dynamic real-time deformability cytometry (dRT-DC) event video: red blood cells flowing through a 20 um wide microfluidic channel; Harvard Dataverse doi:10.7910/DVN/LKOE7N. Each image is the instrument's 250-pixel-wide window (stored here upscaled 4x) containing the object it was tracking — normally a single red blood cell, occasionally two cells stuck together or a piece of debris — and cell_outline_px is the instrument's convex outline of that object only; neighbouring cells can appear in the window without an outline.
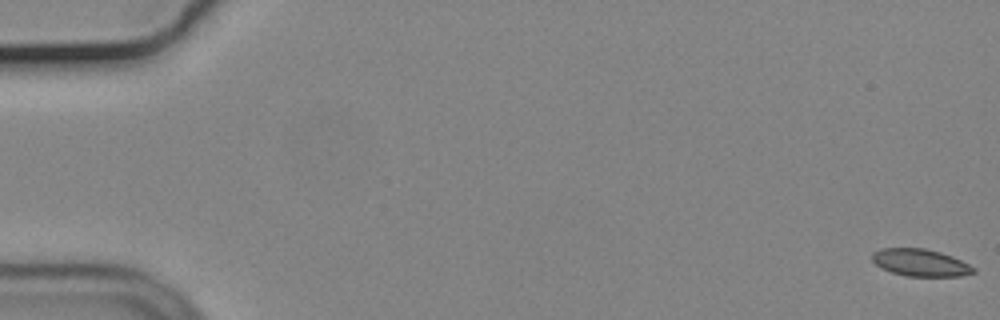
{"species": "common noctule bat (a hibernating species)", "species_latin": "Nyctalus noctula", "temperature_condition": "cold", "stored_images_in_passage": 57, "camera_frame_rate_fps": 3000, "um_per_image_px": 0.085, "animal": {"sex": "male", "body_mass_g": 19.2, "forearm_length_mm": 51.8}, "frame": {"image": 1, "passage_image": 1, "time_ms": 0.0, "image_size_px": [1000, 320], "cell_outline_px": [[976, 272], [960, 276], [908, 276], [892, 272], [880, 268], [872, 260], [872, 252], [880, 248], [924, 248], [940, 252], [952, 256], [976, 268]], "centroid_in_image_um": [78.22, 22.32], "position_along_channel_um": 6.8, "area_um2": 16.07}}
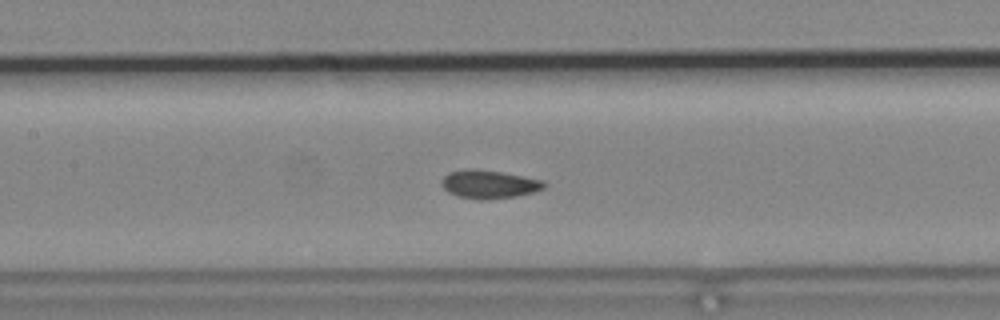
{"frame": {"image": 2, "passage_image": 27, "time_ms": 8.667, "image_size_px": [1000, 320], "cell_outline_px": [[548, 184], [544, 188], [536, 192], [516, 196], [480, 200], [456, 196], [448, 192], [440, 184], [440, 180], [448, 172], [468, 168], [472, 168], [500, 172], [544, 180]], "centroid_in_image_um": [41.56, 15.66], "position_along_channel_um": 165.8, "area_um2": 17.11}}
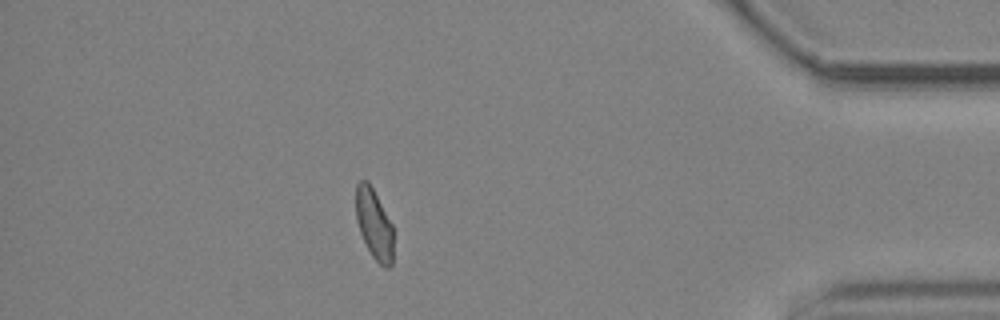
{"frame": {"image": 3, "passage_image": 50, "time_ms": 16.333, "image_size_px": [1000, 320], "cell_outline_px": [[392, 264], [388, 268], [384, 268], [372, 256], [360, 232], [356, 220], [356, 184], [360, 180], [368, 180], [392, 224]], "centroid_in_image_um": [31.78, 19.03], "position_along_channel_um": 403.4, "area_um2": 15.14}, "authors_computed_cell_mechanics": {"area_um2": 16.4152, "velocity_mm_per_s": 3.6681, "shape_relaxation_time_tau1_ms": null, "shape_relaxation_time_tau2_ms": 2.2656, "deformation_change_tau1": null, "deformation_change_tau2": 0.0404}}